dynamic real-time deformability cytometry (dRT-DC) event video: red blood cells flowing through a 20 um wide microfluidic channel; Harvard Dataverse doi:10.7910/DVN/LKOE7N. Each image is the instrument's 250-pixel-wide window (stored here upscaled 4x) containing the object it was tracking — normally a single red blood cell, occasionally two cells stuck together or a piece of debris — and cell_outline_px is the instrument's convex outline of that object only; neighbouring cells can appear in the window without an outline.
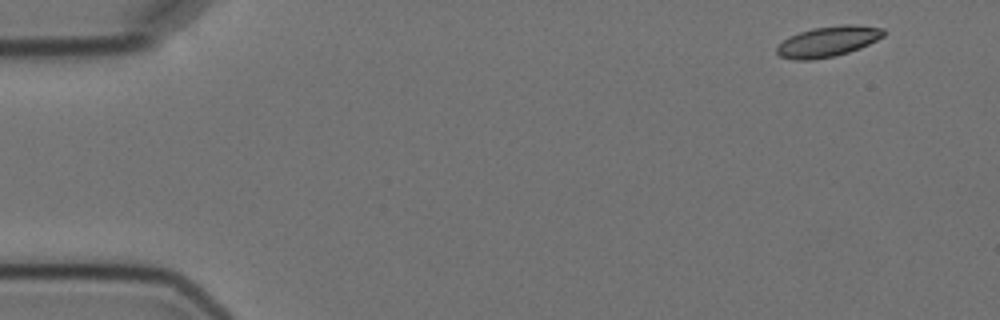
{"species": "Egyptian fruit bat (a non-hibernating species)", "species_latin": "Rousettus aegyptiacus", "temperature_condition": "cold", "stored_images_in_passage": 6, "camera_frame_rate_fps": 3000, "um_per_image_px": 0.085, "animal": {"sex": "female"}, "frame": {"image": 1, "passage_image": 1, "time_ms": 0.0, "image_size_px": [1000, 320], "cell_outline_px": [[888, 32], [884, 36], [860, 48], [836, 56], [812, 60], [796, 60], [780, 56], [776, 52], [776, 48], [784, 40], [800, 32], [812, 28], [844, 24], [856, 24], [884, 28]], "centroid_in_image_um": [70.43, 3.52], "position_along_channel_um": 14.6, "area_um2": 19.02}}
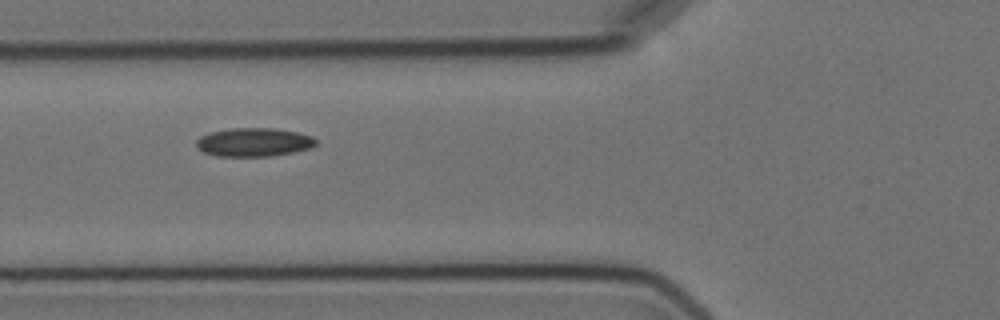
{"frame": {"image": 2, "passage_image": 5, "time_ms": 5.667, "image_size_px": [1000, 320], "cell_outline_px": [[316, 144], [312, 148], [292, 152], [268, 156], [216, 156], [204, 152], [196, 144], [196, 140], [200, 136], [212, 132], [232, 128], [272, 128], [300, 132], [312, 136], [316, 140]], "centroid_in_image_um": [21.61, 12.08], "position_along_channel_um": 104.2, "area_um2": 19.83}}
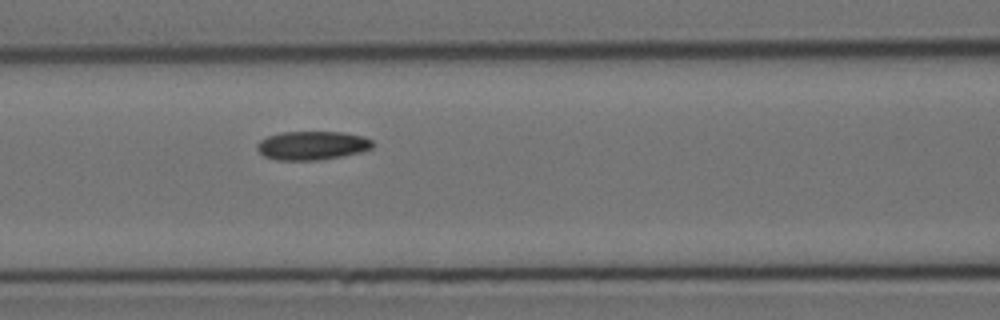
{"frame": {"image": 3, "passage_image": 6, "time_ms": 6.667, "image_size_px": [1000, 320], "cell_outline_px": [[376, 144], [372, 148], [360, 152], [320, 160], [276, 160], [264, 156], [256, 148], [256, 144], [260, 140], [268, 136], [280, 132], [344, 132], [364, 136], [372, 140]], "centroid_in_image_um": [26.54, 12.36], "position_along_channel_um": 140.1, "area_um2": 19.48}}